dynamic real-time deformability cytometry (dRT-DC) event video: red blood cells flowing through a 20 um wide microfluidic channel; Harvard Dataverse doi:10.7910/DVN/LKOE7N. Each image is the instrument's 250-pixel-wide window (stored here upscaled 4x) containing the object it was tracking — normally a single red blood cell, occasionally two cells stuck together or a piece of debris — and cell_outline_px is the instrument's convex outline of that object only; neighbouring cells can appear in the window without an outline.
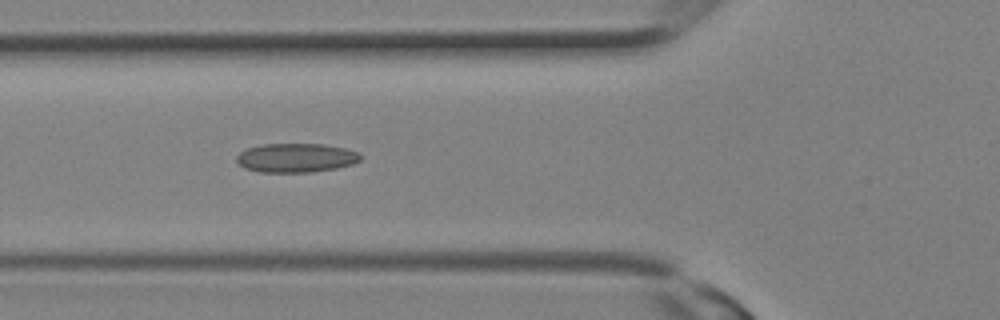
{"species": "Egyptian fruit bat (a non-hibernating species)", "species_latin": "Rousettus aegyptiacus", "temperature_condition": "room temperature", "stored_images_in_passage": 11, "camera_frame_rate_fps": 3000, "um_per_image_px": 0.085, "animal": {"sex": "female"}, "frame": {"image": 1, "passage_image": 4, "time_ms": 1.0, "image_size_px": [1000, 320], "cell_outline_px": [[360, 160], [352, 164], [336, 168], [312, 172], [260, 172], [244, 168], [236, 160], [236, 156], [244, 148], [260, 144], [324, 144], [344, 148], [360, 152]], "centroid_in_image_um": [25.13, 13.41], "position_along_channel_um": 100.7, "area_um2": 21.1}}
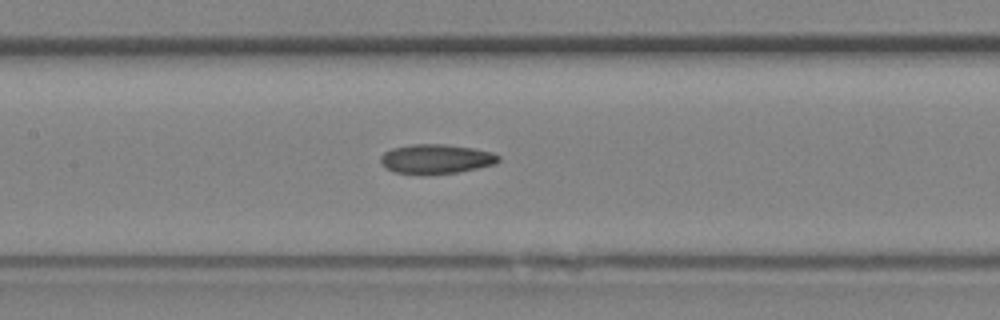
{"frame": {"image": 2, "passage_image": 7, "time_ms": 2.0, "image_size_px": [1000, 320], "cell_outline_px": [[500, 160], [496, 164], [456, 172], [396, 172], [384, 168], [380, 164], [380, 156], [384, 152], [392, 148], [412, 144], [444, 144], [472, 148], [492, 152], [500, 156]], "centroid_in_image_um": [37.06, 13.47], "position_along_channel_um": 170.3, "area_um2": 19.71}}
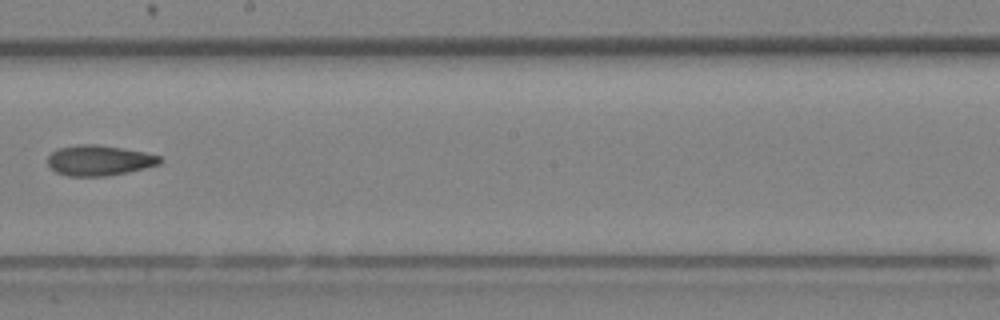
{"frame": {"image": 3, "passage_image": 10, "time_ms": 3.0, "image_size_px": [1000, 320], "cell_outline_px": [[164, 160], [160, 164], [128, 172], [108, 176], [68, 176], [56, 172], [48, 164], [48, 156], [52, 152], [60, 148], [76, 144], [96, 144], [124, 148], [144, 152], [160, 156]], "centroid_in_image_um": [8.45, 13.63], "position_along_channel_um": 239.7, "area_um2": 19.94}}